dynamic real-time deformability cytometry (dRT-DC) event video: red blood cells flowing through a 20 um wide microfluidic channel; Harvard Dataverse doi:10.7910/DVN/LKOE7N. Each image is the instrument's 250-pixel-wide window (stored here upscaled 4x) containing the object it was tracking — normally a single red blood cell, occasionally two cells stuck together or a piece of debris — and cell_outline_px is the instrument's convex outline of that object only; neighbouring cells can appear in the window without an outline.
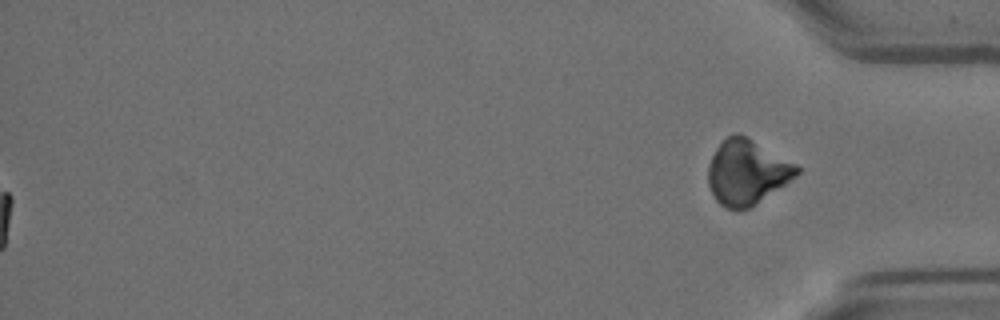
{"species": "Egyptian fruit bat (a non-hibernating species)", "species_latin": "Rousettus aegyptiacus", "temperature_condition": "room temperature", "stored_images_in_passage": 54, "segment_of_instrument_passage": [2, 2], "camera_frame_rate_fps": 3000, "um_per_image_px": 0.085, "animal": {"sex": "female"}, "frame": {"image": 1, "passage_image": 54, "time_ms": 17.667, "image_size_px": [1000, 320], "cell_outline_px": [[800, 172], [796, 176], [756, 204], [748, 208], [724, 208], [716, 200], [708, 184], [708, 168], [712, 156], [716, 148], [728, 136], [736, 132], [748, 136], [796, 164], [800, 168]], "centroid_in_image_um": [63.48, 14.61], "position_along_channel_um": 371.7, "area_um2": 33.23}}